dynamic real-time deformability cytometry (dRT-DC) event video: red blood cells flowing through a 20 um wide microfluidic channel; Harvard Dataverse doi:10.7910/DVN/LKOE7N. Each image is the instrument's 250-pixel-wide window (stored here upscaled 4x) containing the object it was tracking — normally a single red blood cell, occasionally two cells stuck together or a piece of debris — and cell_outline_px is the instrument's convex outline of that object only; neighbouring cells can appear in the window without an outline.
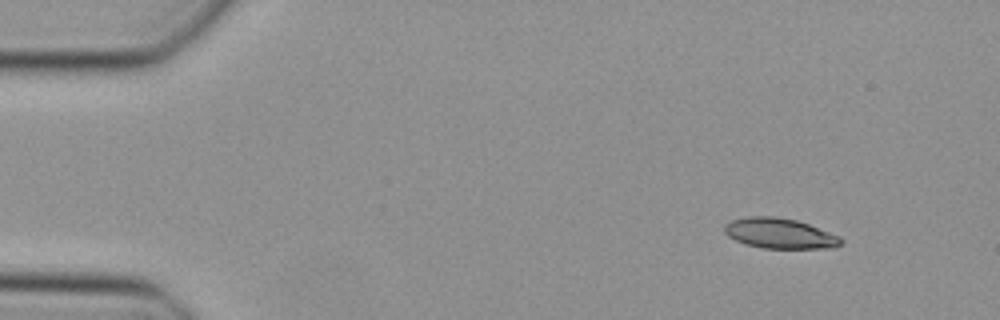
{"species": "Egyptian fruit bat (a non-hibernating species)", "species_latin": "Rousettus aegyptiacus", "temperature_condition": "cold", "stored_images_in_passage": 44, "camera_frame_rate_fps": 3000, "um_per_image_px": 0.085, "animal": {"sex": "female"}, "frame": {"image": 1, "passage_image": 1, "time_ms": 0.0, "image_size_px": [1000, 320], "cell_outline_px": [[844, 240], [840, 244], [832, 248], [764, 248], [744, 244], [728, 236], [724, 232], [724, 224], [732, 220], [748, 216], [772, 216], [796, 220], [808, 224], [840, 236]], "centroid_in_image_um": [66.26, 19.84], "position_along_channel_um": 18.7, "area_um2": 20.52}}
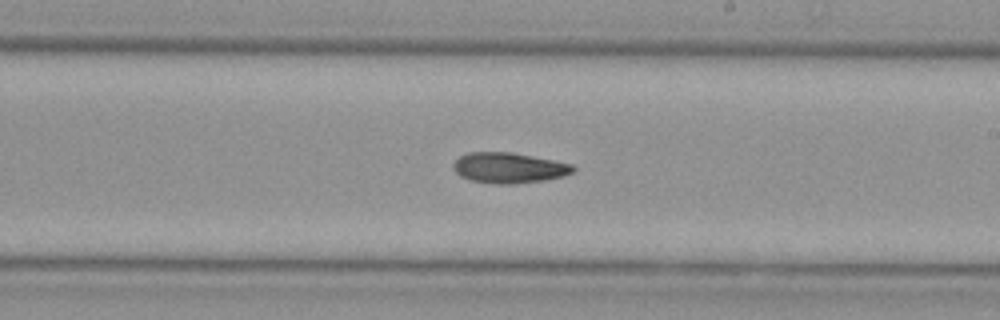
{"frame": {"image": 2, "passage_image": 24, "time_ms": 7.667, "image_size_px": [1000, 320], "cell_outline_px": [[576, 168], [572, 172], [564, 176], [544, 180], [512, 184], [496, 184], [472, 180], [460, 176], [452, 168], [452, 164], [460, 156], [468, 152], [512, 152], [572, 164]], "centroid_in_image_um": [43.24, 14.26], "position_along_channel_um": 245.8, "area_um2": 21.21}}
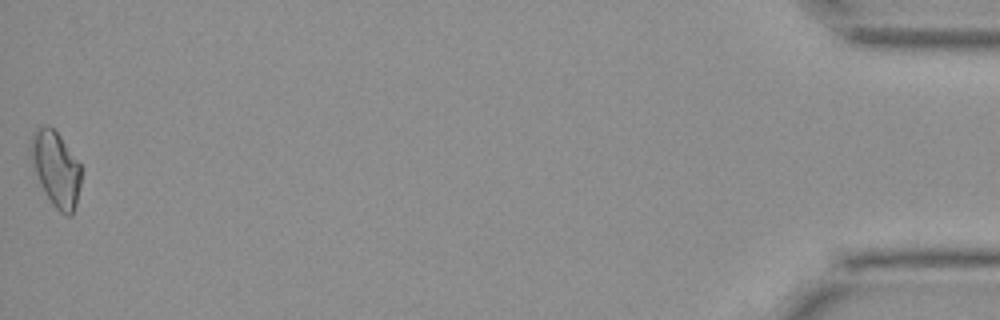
{"frame": {"image": 3, "passage_image": 44, "time_ms": 14.333, "image_size_px": [1000, 320], "cell_outline_px": [[80, 184], [76, 204], [72, 216], [68, 216], [60, 212], [52, 204], [40, 184], [28, 148], [32, 132], [36, 124], [48, 124], [60, 136], [80, 164]], "centroid_in_image_um": [4.71, 14.29], "position_along_channel_um": 430.5, "area_um2": 22.08}}